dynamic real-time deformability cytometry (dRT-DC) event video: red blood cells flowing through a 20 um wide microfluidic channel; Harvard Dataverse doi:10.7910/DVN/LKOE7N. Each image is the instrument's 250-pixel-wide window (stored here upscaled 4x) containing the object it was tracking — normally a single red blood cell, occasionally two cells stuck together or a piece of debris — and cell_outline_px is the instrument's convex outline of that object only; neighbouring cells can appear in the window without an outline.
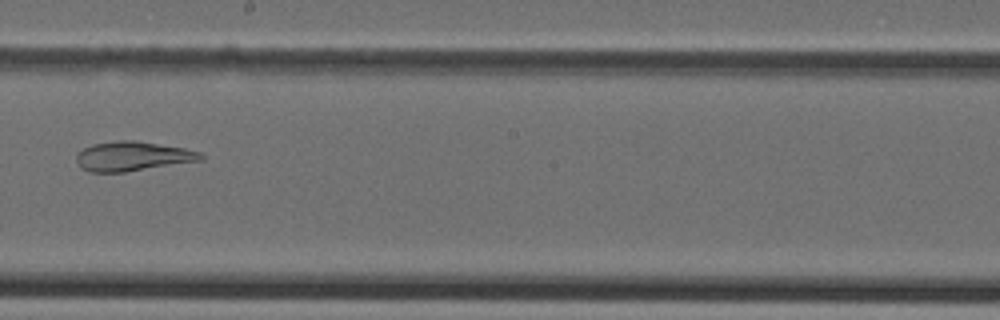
{"species": "Egyptian fruit bat (a non-hibernating species)", "species_latin": "Rousettus aegyptiacus", "temperature_condition": "cold", "stored_images_in_passage": 42, "camera_frame_rate_fps": 3000, "um_per_image_px": 0.085, "animal": {"sex": "female"}, "frame": {"image": 1, "passage_image": 22, "time_ms": 7.0, "image_size_px": [1000, 320], "cell_outline_px": [[204, 160], [124, 172], [88, 172], [80, 168], [76, 160], [76, 156], [84, 148], [92, 144], [116, 140], [136, 140], [184, 148], [200, 152], [204, 156]], "centroid_in_image_um": [11.27, 13.28], "position_along_channel_um": 236.9, "area_um2": 21.44}}
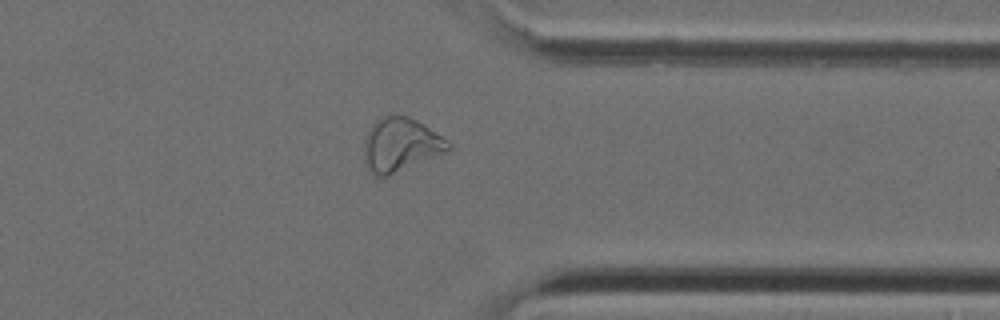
{"frame": {"image": 2, "passage_image": 32, "time_ms": 10.333, "image_size_px": [1000, 320], "cell_outline_px": [[452, 148], [444, 152], [388, 176], [376, 176], [368, 172], [364, 160], [364, 144], [368, 132], [372, 124], [376, 120], [388, 116], [408, 116], [424, 124], [448, 140], [452, 144]], "centroid_in_image_um": [34.04, 12.32], "position_along_channel_um": 377.4, "area_um2": 26.07}}
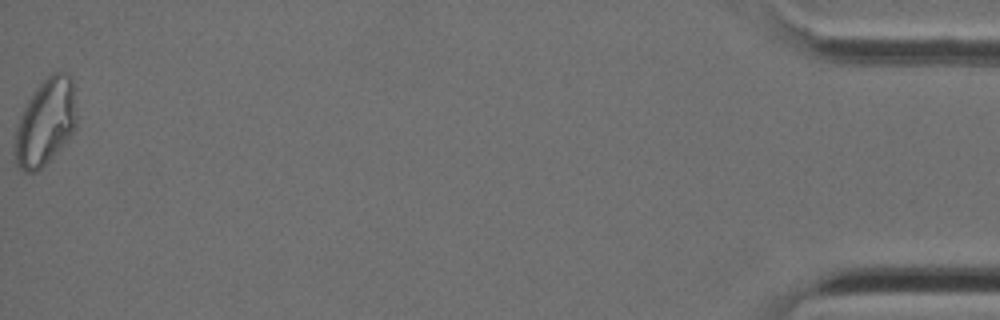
{"frame": {"image": 3, "passage_image": 42, "time_ms": 13.667, "image_size_px": [1000, 320], "cell_outline_px": [[76, 128], [56, 152], [36, 172], [24, 172], [16, 164], [12, 152], [16, 128], [20, 116], [28, 100], [40, 84], [52, 72], [64, 72], [72, 76], [76, 116]], "centroid_in_image_um": [3.84, 10.4], "position_along_channel_um": 431.4, "area_um2": 30.98}}